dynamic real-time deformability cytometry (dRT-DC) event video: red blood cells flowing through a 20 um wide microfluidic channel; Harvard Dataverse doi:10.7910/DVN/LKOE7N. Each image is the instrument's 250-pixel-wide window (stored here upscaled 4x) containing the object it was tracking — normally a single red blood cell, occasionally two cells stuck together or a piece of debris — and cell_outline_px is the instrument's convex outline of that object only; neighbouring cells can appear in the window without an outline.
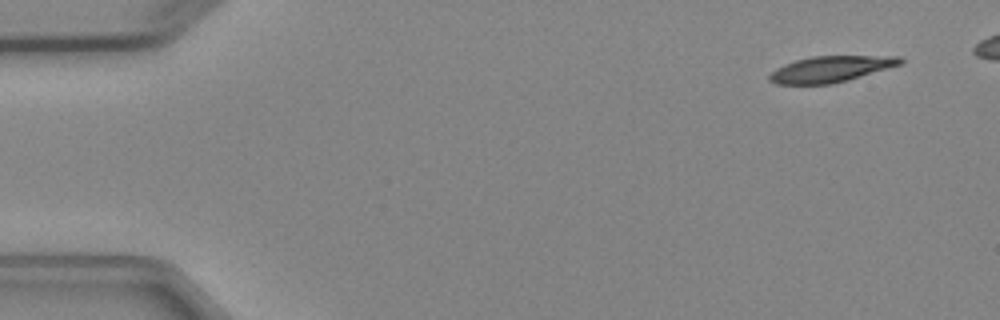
{"species": "Egyptian fruit bat (a non-hibernating species)", "species_latin": "Rousettus aegyptiacus", "temperature_condition": "cold", "stored_images_in_passage": 2, "camera_frame_rate_fps": 3000, "um_per_image_px": 0.085, "animal": {"sex": "female"}, "frame": {"image": 1, "passage_image": 2, "time_ms": 1.0, "image_size_px": [1000, 320], "cell_outline_px": [[904, 64], [848, 80], [832, 84], [776, 84], [768, 80], [768, 76], [776, 68], [784, 64], [796, 60], [812, 56], [900, 56], [904, 60]], "centroid_in_image_um": [70.64, 5.87], "position_along_channel_um": 14.4, "area_um2": 20.0}}